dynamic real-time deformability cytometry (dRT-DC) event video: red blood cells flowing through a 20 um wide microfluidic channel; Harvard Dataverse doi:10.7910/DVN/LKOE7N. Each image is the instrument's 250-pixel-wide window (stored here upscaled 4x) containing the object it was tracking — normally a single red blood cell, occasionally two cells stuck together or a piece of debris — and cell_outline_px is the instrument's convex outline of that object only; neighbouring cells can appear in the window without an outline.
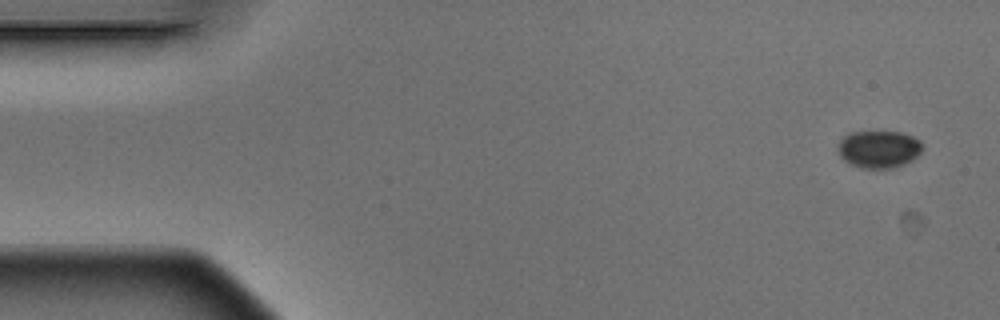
{"species": "Egyptian fruit bat (a non-hibernating species)", "species_latin": "Rousettus aegyptiacus", "temperature_condition": "warm", "stored_images_in_passage": 2, "camera_frame_rate_fps": 3000, "um_per_image_px": 0.085, "animal": {"sex": "male"}, "frame": {"image": 1, "passage_image": 1, "time_ms": 0.0, "image_size_px": [1000, 320], "cell_outline_px": [[924, 148], [912, 160], [904, 164], [892, 168], [860, 168], [844, 160], [840, 156], [836, 148], [840, 140], [848, 132], [900, 132], [912, 136], [920, 140], [924, 144]], "centroid_in_image_um": [74.7, 12.67], "position_along_channel_um": 10.3, "area_um2": 18.55}}
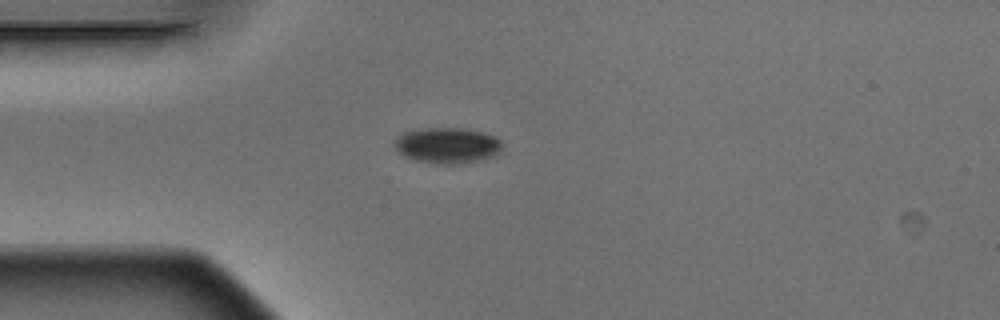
{"frame": {"image": 2, "passage_image": 2, "time_ms": 0.333, "image_size_px": [1000, 320], "cell_outline_px": [[504, 144], [500, 152], [492, 156], [476, 160], [456, 164], [432, 164], [416, 160], [404, 156], [396, 152], [392, 144], [404, 132], [424, 128], [464, 128], [496, 136]], "centroid_in_image_um": [38.0, 12.36], "position_along_channel_um": 47.0, "area_um2": 22.54}}